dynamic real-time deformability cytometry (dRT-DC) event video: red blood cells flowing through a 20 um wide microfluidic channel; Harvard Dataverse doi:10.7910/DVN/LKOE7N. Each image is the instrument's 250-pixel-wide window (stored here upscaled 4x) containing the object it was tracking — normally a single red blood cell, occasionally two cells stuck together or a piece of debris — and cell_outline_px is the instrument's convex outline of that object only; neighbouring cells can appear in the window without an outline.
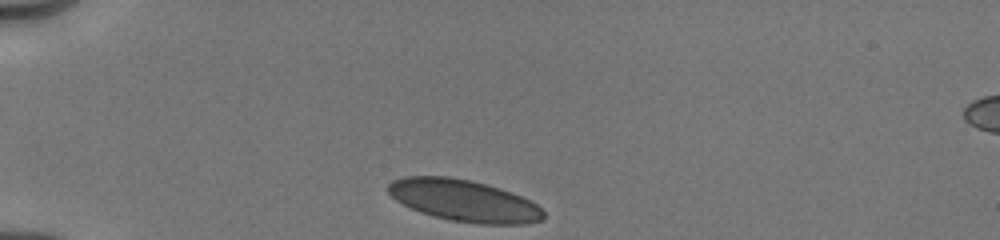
{"species": "human", "species_latin": "Homo sapiens", "temperature_condition": "cold", "stored_images_in_passage": 7, "camera_frame_rate_fps": 3000, "um_per_image_px": 0.085, "donor": {"sex": "male"}, "frame": {"image": 1, "passage_image": 1, "time_ms": 0.0, "image_size_px": [1000, 240], "cell_outline_px": [[544, 220], [524, 224], [480, 224], [452, 220], [432, 216], [420, 212], [396, 200], [388, 192], [388, 184], [392, 180], [404, 176], [448, 176], [472, 180], [500, 188], [512, 192], [536, 204], [544, 212]], "centroid_in_image_um": [39.43, 17.04], "position_along_channel_um": 45.6, "area_um2": 37.74}}
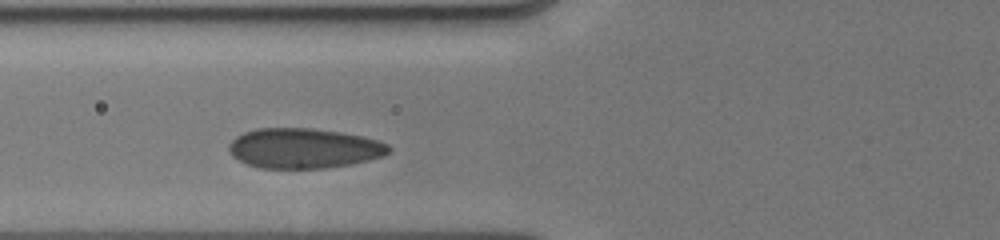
{"frame": {"image": 2, "passage_image": 4, "time_ms": 2.333, "image_size_px": [1000, 240], "cell_outline_px": [[392, 152], [384, 156], [352, 164], [324, 168], [260, 168], [248, 164], [232, 156], [228, 152], [228, 144], [236, 136], [244, 132], [256, 128], [312, 128], [340, 132], [360, 136], [376, 140], [388, 144], [392, 148]], "centroid_in_image_um": [25.82, 12.6], "position_along_channel_um": 100.0, "area_um2": 37.45}}
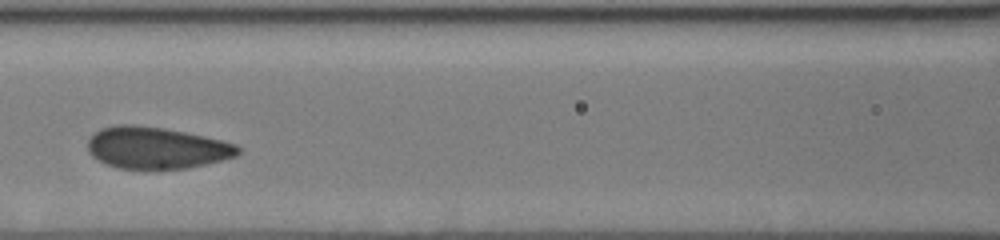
{"frame": {"image": 3, "passage_image": 6, "time_ms": 3.667, "image_size_px": [1000, 240], "cell_outline_px": [[244, 148], [236, 156], [188, 168], [116, 168], [104, 164], [92, 156], [88, 152], [88, 140], [100, 128], [116, 124], [132, 124], [164, 128], [224, 140], [236, 144]], "centroid_in_image_um": [13.29, 12.55], "position_along_channel_um": 153.3, "area_um2": 36.59}}